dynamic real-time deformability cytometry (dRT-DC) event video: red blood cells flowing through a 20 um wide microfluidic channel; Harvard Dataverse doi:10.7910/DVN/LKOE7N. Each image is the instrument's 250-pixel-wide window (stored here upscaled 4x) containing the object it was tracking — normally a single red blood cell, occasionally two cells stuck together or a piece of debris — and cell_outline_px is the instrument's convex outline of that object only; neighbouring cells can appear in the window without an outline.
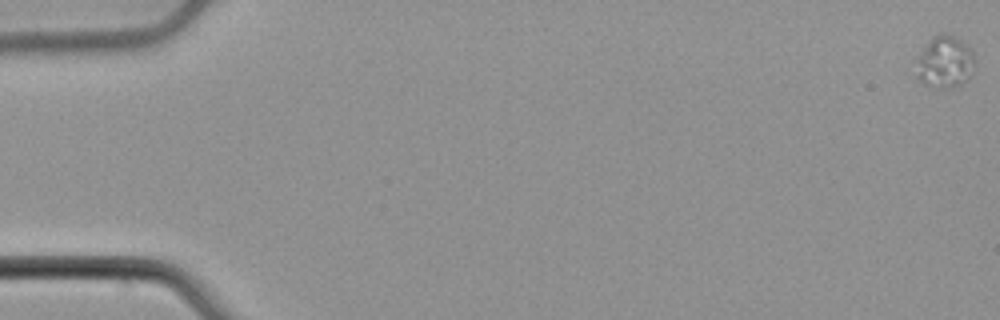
{"species": "common noctule bat (a hibernating species)", "species_latin": "Nyctalus noctula", "temperature_condition": "cold", "stored_images_in_passage": 14, "camera_frame_rate_fps": 3000, "um_per_image_px": 0.085, "animal": {"sex": "male", "body_mass_g": 21.5, "forearm_length_mm": 52.0}, "frame": {"image": 1, "passage_image": 1, "time_ms": 0.0, "image_size_px": [1000, 320], "cell_outline_px": [[972, 76], [968, 80], [952, 88], [936, 88], [924, 84], [916, 76], [912, 60], [924, 44], [932, 36], [940, 32], [944, 32], [956, 36], [968, 44], [972, 48]], "centroid_in_image_um": [80.23, 5.24], "position_along_channel_um": 4.8, "area_um2": 18.73}}